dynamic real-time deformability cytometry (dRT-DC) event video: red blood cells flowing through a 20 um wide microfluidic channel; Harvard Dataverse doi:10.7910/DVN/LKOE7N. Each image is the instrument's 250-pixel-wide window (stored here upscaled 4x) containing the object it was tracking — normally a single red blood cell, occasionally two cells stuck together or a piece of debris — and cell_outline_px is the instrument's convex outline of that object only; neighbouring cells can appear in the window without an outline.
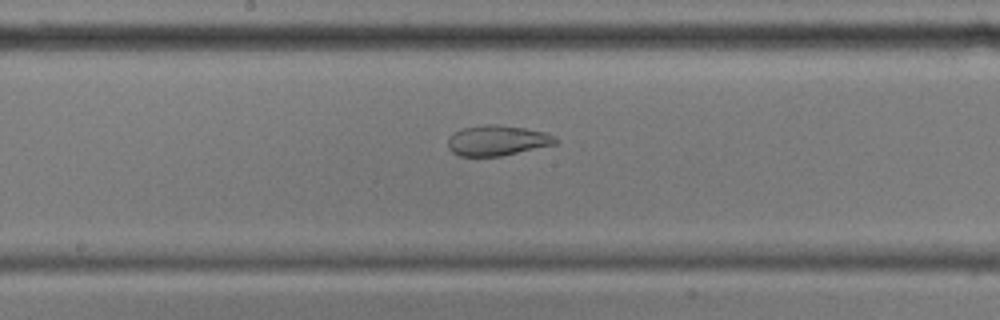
{"species": "common noctule bat (a hibernating species)", "species_latin": "Nyctalus noctula", "temperature_condition": "cold", "stored_images_in_passage": 55, "camera_frame_rate_fps": 3000, "um_per_image_px": 0.085, "animal": {"sex": "male", "body_mass_g": 17.9, "forearm_length_mm": 54.2}, "frame": {"image": 1, "passage_image": 28, "time_ms": 9.0, "image_size_px": [1000, 320], "cell_outline_px": [[556, 144], [500, 156], [460, 156], [452, 152], [448, 148], [448, 140], [452, 132], [464, 128], [484, 124], [496, 124], [524, 128], [544, 132], [556, 136]], "centroid_in_image_um": [42.24, 11.94], "position_along_channel_um": 206.0, "area_um2": 18.96}}
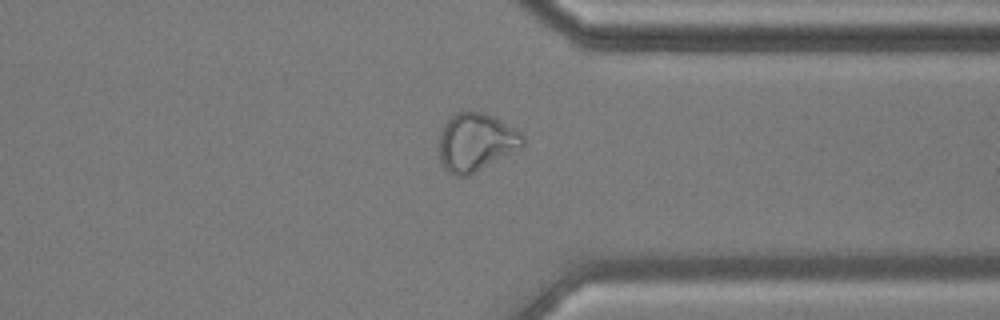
{"frame": {"image": 2, "passage_image": 42, "time_ms": 13.667, "image_size_px": [1000, 320], "cell_outline_px": [[524, 148], [468, 176], [456, 176], [448, 172], [444, 168], [440, 160], [440, 132], [444, 124], [456, 112], [464, 108], [468, 108], [484, 112], [500, 120], [520, 132], [524, 136]], "centroid_in_image_um": [40.47, 12.07], "position_along_channel_um": 370.9, "area_um2": 28.9}}
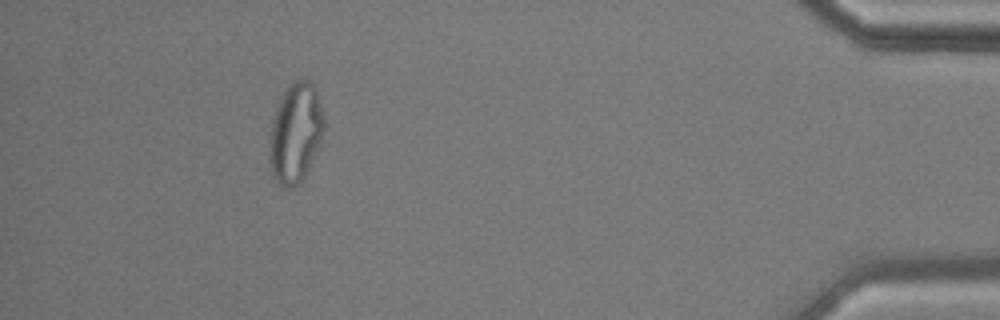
{"frame": {"image": 3, "passage_image": 50, "time_ms": 16.333, "image_size_px": [1000, 320], "cell_outline_px": [[324, 128], [320, 144], [300, 184], [292, 188], [284, 188], [272, 176], [268, 160], [268, 140], [272, 120], [276, 108], [288, 84], [296, 80], [308, 80], [316, 88], [324, 120]], "centroid_in_image_um": [25.08, 11.33], "position_along_channel_um": 410.1, "area_um2": 31.96}, "authors_computed_cell_mechanics": {"area_um2": 27.9174, "velocity_mm_per_s": 3.5949, "shape_relaxation_time_tau1_ms": null, "shape_relaxation_time_tau2_ms": 1.946, "deformation_change_tau1": null, "deformation_change_tau2": 0.086}}